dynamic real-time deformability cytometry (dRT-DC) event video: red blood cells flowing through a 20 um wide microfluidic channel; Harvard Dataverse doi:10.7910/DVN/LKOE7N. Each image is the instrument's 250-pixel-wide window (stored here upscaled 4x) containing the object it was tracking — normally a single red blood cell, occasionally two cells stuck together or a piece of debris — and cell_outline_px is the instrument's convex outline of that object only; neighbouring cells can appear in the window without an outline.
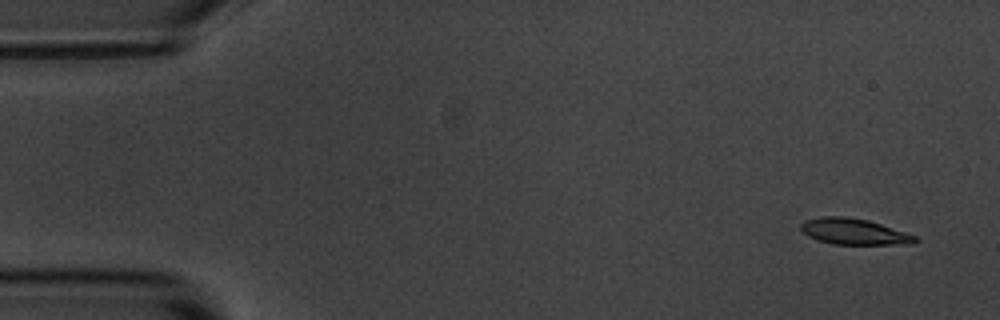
{"species": "common noctule bat (a hibernating species)", "species_latin": "Nyctalus noctula", "temperature_condition": "room temperature", "stored_images_in_passage": 5, "camera_frame_rate_fps": 3000, "um_per_image_px": 0.085, "animal": {"sex": "male", "body_mass_g": 20.1, "forearm_length_mm": 53.5}, "frame": {"image": 1, "passage_image": 1, "time_ms": 0.0, "image_size_px": [1000, 320], "cell_outline_px": [[920, 240], [912, 244], [832, 244], [816, 240], [808, 236], [800, 228], [800, 224], [804, 220], [820, 216], [844, 216], [868, 220], [916, 236]], "centroid_in_image_um": [72.55, 19.68], "position_along_channel_um": 12.5, "area_um2": 17.34}}
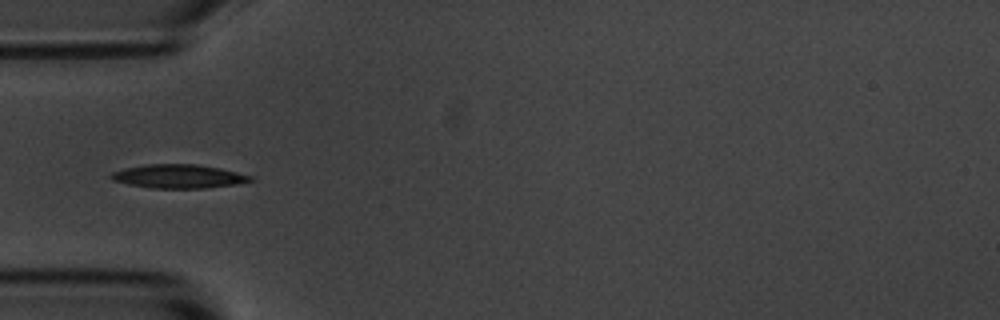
{"frame": {"image": 2, "passage_image": 5, "time_ms": 4.667, "image_size_px": [1000, 320], "cell_outline_px": [[256, 180], [236, 184], [204, 188], [152, 188], [128, 184], [112, 180], [108, 176], [112, 172], [124, 168], [144, 164], [196, 164], [220, 168], [252, 176]], "centroid_in_image_um": [15.16, 14.98], "position_along_channel_um": 69.8, "area_um2": 19.31}}